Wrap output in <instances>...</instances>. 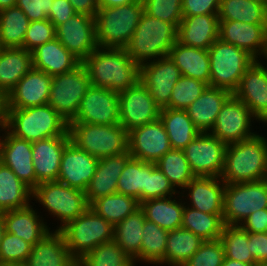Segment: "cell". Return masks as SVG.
I'll list each match as a JSON object with an SVG mask.
<instances>
[{"instance_id": "1", "label": "cell", "mask_w": 267, "mask_h": 266, "mask_svg": "<svg viewBox=\"0 0 267 266\" xmlns=\"http://www.w3.org/2000/svg\"><path fill=\"white\" fill-rule=\"evenodd\" d=\"M82 63L92 86L118 93L135 85L140 78V66L124 48L97 47Z\"/></svg>"}, {"instance_id": "2", "label": "cell", "mask_w": 267, "mask_h": 266, "mask_svg": "<svg viewBox=\"0 0 267 266\" xmlns=\"http://www.w3.org/2000/svg\"><path fill=\"white\" fill-rule=\"evenodd\" d=\"M226 184L267 179V139L255 136L226 146L220 177Z\"/></svg>"}, {"instance_id": "3", "label": "cell", "mask_w": 267, "mask_h": 266, "mask_svg": "<svg viewBox=\"0 0 267 266\" xmlns=\"http://www.w3.org/2000/svg\"><path fill=\"white\" fill-rule=\"evenodd\" d=\"M6 129L12 135L30 142L70 136L69 122L49 104L26 109L7 108Z\"/></svg>"}, {"instance_id": "4", "label": "cell", "mask_w": 267, "mask_h": 266, "mask_svg": "<svg viewBox=\"0 0 267 266\" xmlns=\"http://www.w3.org/2000/svg\"><path fill=\"white\" fill-rule=\"evenodd\" d=\"M177 42V29L171 24L143 12L131 39L124 47L139 66L168 56Z\"/></svg>"}, {"instance_id": "5", "label": "cell", "mask_w": 267, "mask_h": 266, "mask_svg": "<svg viewBox=\"0 0 267 266\" xmlns=\"http://www.w3.org/2000/svg\"><path fill=\"white\" fill-rule=\"evenodd\" d=\"M144 12L142 0L118 7L99 8L95 15L96 41L102 48H124Z\"/></svg>"}, {"instance_id": "6", "label": "cell", "mask_w": 267, "mask_h": 266, "mask_svg": "<svg viewBox=\"0 0 267 266\" xmlns=\"http://www.w3.org/2000/svg\"><path fill=\"white\" fill-rule=\"evenodd\" d=\"M71 141L101 159L128 152V131L121 125L69 123Z\"/></svg>"}, {"instance_id": "7", "label": "cell", "mask_w": 267, "mask_h": 266, "mask_svg": "<svg viewBox=\"0 0 267 266\" xmlns=\"http://www.w3.org/2000/svg\"><path fill=\"white\" fill-rule=\"evenodd\" d=\"M33 199L43 206L50 217L60 221L55 230H60L89 208L84 191L58 181L39 183L32 190Z\"/></svg>"}, {"instance_id": "8", "label": "cell", "mask_w": 267, "mask_h": 266, "mask_svg": "<svg viewBox=\"0 0 267 266\" xmlns=\"http://www.w3.org/2000/svg\"><path fill=\"white\" fill-rule=\"evenodd\" d=\"M208 52L211 70L209 86L226 89L233 94L256 59L246 50L220 39L211 45Z\"/></svg>"}, {"instance_id": "9", "label": "cell", "mask_w": 267, "mask_h": 266, "mask_svg": "<svg viewBox=\"0 0 267 266\" xmlns=\"http://www.w3.org/2000/svg\"><path fill=\"white\" fill-rule=\"evenodd\" d=\"M114 227L92 208L68 222L59 231L64 235L67 248L78 261L100 244L113 240Z\"/></svg>"}, {"instance_id": "10", "label": "cell", "mask_w": 267, "mask_h": 266, "mask_svg": "<svg viewBox=\"0 0 267 266\" xmlns=\"http://www.w3.org/2000/svg\"><path fill=\"white\" fill-rule=\"evenodd\" d=\"M267 208V179L226 184L224 225H240L251 213Z\"/></svg>"}, {"instance_id": "11", "label": "cell", "mask_w": 267, "mask_h": 266, "mask_svg": "<svg viewBox=\"0 0 267 266\" xmlns=\"http://www.w3.org/2000/svg\"><path fill=\"white\" fill-rule=\"evenodd\" d=\"M90 86L88 72L81 62L70 71L52 76L48 104L70 122Z\"/></svg>"}, {"instance_id": "12", "label": "cell", "mask_w": 267, "mask_h": 266, "mask_svg": "<svg viewBox=\"0 0 267 266\" xmlns=\"http://www.w3.org/2000/svg\"><path fill=\"white\" fill-rule=\"evenodd\" d=\"M254 120L259 122L247 105L232 94L222 106L209 133L226 145L240 142L257 134L252 130Z\"/></svg>"}, {"instance_id": "13", "label": "cell", "mask_w": 267, "mask_h": 266, "mask_svg": "<svg viewBox=\"0 0 267 266\" xmlns=\"http://www.w3.org/2000/svg\"><path fill=\"white\" fill-rule=\"evenodd\" d=\"M226 144L209 132H200L184 149L192 173L203 177H221Z\"/></svg>"}, {"instance_id": "14", "label": "cell", "mask_w": 267, "mask_h": 266, "mask_svg": "<svg viewBox=\"0 0 267 266\" xmlns=\"http://www.w3.org/2000/svg\"><path fill=\"white\" fill-rule=\"evenodd\" d=\"M69 123L119 124V93L91 85Z\"/></svg>"}, {"instance_id": "15", "label": "cell", "mask_w": 267, "mask_h": 266, "mask_svg": "<svg viewBox=\"0 0 267 266\" xmlns=\"http://www.w3.org/2000/svg\"><path fill=\"white\" fill-rule=\"evenodd\" d=\"M159 114L160 108L140 81L119 93V124L128 132L157 120Z\"/></svg>"}, {"instance_id": "16", "label": "cell", "mask_w": 267, "mask_h": 266, "mask_svg": "<svg viewBox=\"0 0 267 266\" xmlns=\"http://www.w3.org/2000/svg\"><path fill=\"white\" fill-rule=\"evenodd\" d=\"M181 76L180 69L168 55L141 65L139 81L163 109L169 105L174 85Z\"/></svg>"}, {"instance_id": "17", "label": "cell", "mask_w": 267, "mask_h": 266, "mask_svg": "<svg viewBox=\"0 0 267 266\" xmlns=\"http://www.w3.org/2000/svg\"><path fill=\"white\" fill-rule=\"evenodd\" d=\"M58 41L83 62L97 47L95 18L78 14L55 28Z\"/></svg>"}, {"instance_id": "18", "label": "cell", "mask_w": 267, "mask_h": 266, "mask_svg": "<svg viewBox=\"0 0 267 266\" xmlns=\"http://www.w3.org/2000/svg\"><path fill=\"white\" fill-rule=\"evenodd\" d=\"M171 149L168 134L159 118L128 132V151L132 158L156 163Z\"/></svg>"}, {"instance_id": "19", "label": "cell", "mask_w": 267, "mask_h": 266, "mask_svg": "<svg viewBox=\"0 0 267 266\" xmlns=\"http://www.w3.org/2000/svg\"><path fill=\"white\" fill-rule=\"evenodd\" d=\"M219 39L246 50L256 60L267 61V24L219 20Z\"/></svg>"}, {"instance_id": "20", "label": "cell", "mask_w": 267, "mask_h": 266, "mask_svg": "<svg viewBox=\"0 0 267 266\" xmlns=\"http://www.w3.org/2000/svg\"><path fill=\"white\" fill-rule=\"evenodd\" d=\"M263 60L264 59L256 60L246 70L233 95L247 105L258 121L262 122V124H266L267 64H265ZM261 61H263V63Z\"/></svg>"}, {"instance_id": "21", "label": "cell", "mask_w": 267, "mask_h": 266, "mask_svg": "<svg viewBox=\"0 0 267 266\" xmlns=\"http://www.w3.org/2000/svg\"><path fill=\"white\" fill-rule=\"evenodd\" d=\"M98 162V158L80 149L70 140L62 153L57 181L85 192Z\"/></svg>"}, {"instance_id": "22", "label": "cell", "mask_w": 267, "mask_h": 266, "mask_svg": "<svg viewBox=\"0 0 267 266\" xmlns=\"http://www.w3.org/2000/svg\"><path fill=\"white\" fill-rule=\"evenodd\" d=\"M0 159L31 190L36 187L32 142L18 138L5 129L0 143Z\"/></svg>"}, {"instance_id": "23", "label": "cell", "mask_w": 267, "mask_h": 266, "mask_svg": "<svg viewBox=\"0 0 267 266\" xmlns=\"http://www.w3.org/2000/svg\"><path fill=\"white\" fill-rule=\"evenodd\" d=\"M52 76L34 67L7 95V108L26 109L48 104Z\"/></svg>"}, {"instance_id": "24", "label": "cell", "mask_w": 267, "mask_h": 266, "mask_svg": "<svg viewBox=\"0 0 267 266\" xmlns=\"http://www.w3.org/2000/svg\"><path fill=\"white\" fill-rule=\"evenodd\" d=\"M225 187L226 183L220 177L196 176L180 194L189 200L184 203L191 208L208 214H223Z\"/></svg>"}, {"instance_id": "25", "label": "cell", "mask_w": 267, "mask_h": 266, "mask_svg": "<svg viewBox=\"0 0 267 266\" xmlns=\"http://www.w3.org/2000/svg\"><path fill=\"white\" fill-rule=\"evenodd\" d=\"M70 140V136H56L32 142L36 186L42 182L57 181L62 153Z\"/></svg>"}, {"instance_id": "26", "label": "cell", "mask_w": 267, "mask_h": 266, "mask_svg": "<svg viewBox=\"0 0 267 266\" xmlns=\"http://www.w3.org/2000/svg\"><path fill=\"white\" fill-rule=\"evenodd\" d=\"M219 39L218 14L183 17L177 28V41L208 50Z\"/></svg>"}, {"instance_id": "27", "label": "cell", "mask_w": 267, "mask_h": 266, "mask_svg": "<svg viewBox=\"0 0 267 266\" xmlns=\"http://www.w3.org/2000/svg\"><path fill=\"white\" fill-rule=\"evenodd\" d=\"M130 158L128 151L99 159L96 171L85 191L89 205L100 197L117 193L119 176Z\"/></svg>"}, {"instance_id": "28", "label": "cell", "mask_w": 267, "mask_h": 266, "mask_svg": "<svg viewBox=\"0 0 267 266\" xmlns=\"http://www.w3.org/2000/svg\"><path fill=\"white\" fill-rule=\"evenodd\" d=\"M38 214L31 204L22 209L4 211L5 231L34 246L51 230L43 215Z\"/></svg>"}, {"instance_id": "29", "label": "cell", "mask_w": 267, "mask_h": 266, "mask_svg": "<svg viewBox=\"0 0 267 266\" xmlns=\"http://www.w3.org/2000/svg\"><path fill=\"white\" fill-rule=\"evenodd\" d=\"M26 263L28 266H77L78 264L67 248L64 235L54 229L32 246Z\"/></svg>"}, {"instance_id": "30", "label": "cell", "mask_w": 267, "mask_h": 266, "mask_svg": "<svg viewBox=\"0 0 267 266\" xmlns=\"http://www.w3.org/2000/svg\"><path fill=\"white\" fill-rule=\"evenodd\" d=\"M232 93L226 89L207 86L186 112L200 132H210L217 115Z\"/></svg>"}, {"instance_id": "31", "label": "cell", "mask_w": 267, "mask_h": 266, "mask_svg": "<svg viewBox=\"0 0 267 266\" xmlns=\"http://www.w3.org/2000/svg\"><path fill=\"white\" fill-rule=\"evenodd\" d=\"M31 53L33 67L51 76L70 71L81 63L57 38L38 46Z\"/></svg>"}, {"instance_id": "32", "label": "cell", "mask_w": 267, "mask_h": 266, "mask_svg": "<svg viewBox=\"0 0 267 266\" xmlns=\"http://www.w3.org/2000/svg\"><path fill=\"white\" fill-rule=\"evenodd\" d=\"M170 58L180 69L181 75L210 83V60L208 50L186 46L178 41L170 49Z\"/></svg>"}, {"instance_id": "33", "label": "cell", "mask_w": 267, "mask_h": 266, "mask_svg": "<svg viewBox=\"0 0 267 266\" xmlns=\"http://www.w3.org/2000/svg\"><path fill=\"white\" fill-rule=\"evenodd\" d=\"M184 208V198L180 193L177 196L150 199L140 203L145 219L168 231L181 228Z\"/></svg>"}, {"instance_id": "34", "label": "cell", "mask_w": 267, "mask_h": 266, "mask_svg": "<svg viewBox=\"0 0 267 266\" xmlns=\"http://www.w3.org/2000/svg\"><path fill=\"white\" fill-rule=\"evenodd\" d=\"M32 68L31 51L24 48H0V89L8 95Z\"/></svg>"}, {"instance_id": "35", "label": "cell", "mask_w": 267, "mask_h": 266, "mask_svg": "<svg viewBox=\"0 0 267 266\" xmlns=\"http://www.w3.org/2000/svg\"><path fill=\"white\" fill-rule=\"evenodd\" d=\"M159 119L168 134L172 149L183 150L200 133L186 110L160 109Z\"/></svg>"}, {"instance_id": "36", "label": "cell", "mask_w": 267, "mask_h": 266, "mask_svg": "<svg viewBox=\"0 0 267 266\" xmlns=\"http://www.w3.org/2000/svg\"><path fill=\"white\" fill-rule=\"evenodd\" d=\"M31 200L32 190L0 162V212L25 208Z\"/></svg>"}, {"instance_id": "37", "label": "cell", "mask_w": 267, "mask_h": 266, "mask_svg": "<svg viewBox=\"0 0 267 266\" xmlns=\"http://www.w3.org/2000/svg\"><path fill=\"white\" fill-rule=\"evenodd\" d=\"M204 241L190 230L178 228L170 230L164 255V264L182 266L200 248Z\"/></svg>"}, {"instance_id": "38", "label": "cell", "mask_w": 267, "mask_h": 266, "mask_svg": "<svg viewBox=\"0 0 267 266\" xmlns=\"http://www.w3.org/2000/svg\"><path fill=\"white\" fill-rule=\"evenodd\" d=\"M144 212L139 208L114 226L113 240L133 260L140 254Z\"/></svg>"}, {"instance_id": "39", "label": "cell", "mask_w": 267, "mask_h": 266, "mask_svg": "<svg viewBox=\"0 0 267 266\" xmlns=\"http://www.w3.org/2000/svg\"><path fill=\"white\" fill-rule=\"evenodd\" d=\"M142 243L140 254L134 259L137 262L144 264L164 265V255L167 245L168 230L159 227L154 222L147 219L143 225Z\"/></svg>"}, {"instance_id": "40", "label": "cell", "mask_w": 267, "mask_h": 266, "mask_svg": "<svg viewBox=\"0 0 267 266\" xmlns=\"http://www.w3.org/2000/svg\"><path fill=\"white\" fill-rule=\"evenodd\" d=\"M219 20L267 24V5L254 0H221Z\"/></svg>"}, {"instance_id": "41", "label": "cell", "mask_w": 267, "mask_h": 266, "mask_svg": "<svg viewBox=\"0 0 267 266\" xmlns=\"http://www.w3.org/2000/svg\"><path fill=\"white\" fill-rule=\"evenodd\" d=\"M29 24L17 6L0 11V48H22Z\"/></svg>"}, {"instance_id": "42", "label": "cell", "mask_w": 267, "mask_h": 266, "mask_svg": "<svg viewBox=\"0 0 267 266\" xmlns=\"http://www.w3.org/2000/svg\"><path fill=\"white\" fill-rule=\"evenodd\" d=\"M181 227L203 241L217 240L224 227L223 214H208L185 205Z\"/></svg>"}, {"instance_id": "43", "label": "cell", "mask_w": 267, "mask_h": 266, "mask_svg": "<svg viewBox=\"0 0 267 266\" xmlns=\"http://www.w3.org/2000/svg\"><path fill=\"white\" fill-rule=\"evenodd\" d=\"M148 182V162L130 158L119 176L117 193L124 194L138 200L145 201V189Z\"/></svg>"}, {"instance_id": "44", "label": "cell", "mask_w": 267, "mask_h": 266, "mask_svg": "<svg viewBox=\"0 0 267 266\" xmlns=\"http://www.w3.org/2000/svg\"><path fill=\"white\" fill-rule=\"evenodd\" d=\"M89 207L114 227L139 209L140 203L133 197L115 193L94 200Z\"/></svg>"}, {"instance_id": "45", "label": "cell", "mask_w": 267, "mask_h": 266, "mask_svg": "<svg viewBox=\"0 0 267 266\" xmlns=\"http://www.w3.org/2000/svg\"><path fill=\"white\" fill-rule=\"evenodd\" d=\"M220 241L223 245L225 258L246 264H256L250 252V232L239 225H224Z\"/></svg>"}, {"instance_id": "46", "label": "cell", "mask_w": 267, "mask_h": 266, "mask_svg": "<svg viewBox=\"0 0 267 266\" xmlns=\"http://www.w3.org/2000/svg\"><path fill=\"white\" fill-rule=\"evenodd\" d=\"M155 164L177 191L178 189H184L195 177L183 150L171 149Z\"/></svg>"}, {"instance_id": "47", "label": "cell", "mask_w": 267, "mask_h": 266, "mask_svg": "<svg viewBox=\"0 0 267 266\" xmlns=\"http://www.w3.org/2000/svg\"><path fill=\"white\" fill-rule=\"evenodd\" d=\"M77 262V266H136L114 240L100 244Z\"/></svg>"}, {"instance_id": "48", "label": "cell", "mask_w": 267, "mask_h": 266, "mask_svg": "<svg viewBox=\"0 0 267 266\" xmlns=\"http://www.w3.org/2000/svg\"><path fill=\"white\" fill-rule=\"evenodd\" d=\"M208 85L200 80L181 76L172 90L169 105L166 108L185 110L206 89Z\"/></svg>"}, {"instance_id": "49", "label": "cell", "mask_w": 267, "mask_h": 266, "mask_svg": "<svg viewBox=\"0 0 267 266\" xmlns=\"http://www.w3.org/2000/svg\"><path fill=\"white\" fill-rule=\"evenodd\" d=\"M144 12L164 22L171 23L176 29L180 24L182 0H142Z\"/></svg>"}, {"instance_id": "50", "label": "cell", "mask_w": 267, "mask_h": 266, "mask_svg": "<svg viewBox=\"0 0 267 266\" xmlns=\"http://www.w3.org/2000/svg\"><path fill=\"white\" fill-rule=\"evenodd\" d=\"M31 251V244L5 231L0 244V265L26 262Z\"/></svg>"}, {"instance_id": "51", "label": "cell", "mask_w": 267, "mask_h": 266, "mask_svg": "<svg viewBox=\"0 0 267 266\" xmlns=\"http://www.w3.org/2000/svg\"><path fill=\"white\" fill-rule=\"evenodd\" d=\"M224 259L225 254L220 239L204 241L182 266H221Z\"/></svg>"}, {"instance_id": "52", "label": "cell", "mask_w": 267, "mask_h": 266, "mask_svg": "<svg viewBox=\"0 0 267 266\" xmlns=\"http://www.w3.org/2000/svg\"><path fill=\"white\" fill-rule=\"evenodd\" d=\"M169 179L156 166L155 163H148V182L145 189V201L156 198H164L179 194Z\"/></svg>"}, {"instance_id": "53", "label": "cell", "mask_w": 267, "mask_h": 266, "mask_svg": "<svg viewBox=\"0 0 267 266\" xmlns=\"http://www.w3.org/2000/svg\"><path fill=\"white\" fill-rule=\"evenodd\" d=\"M56 38L55 27L48 20L30 21L27 29L23 47L28 51H33L40 45Z\"/></svg>"}, {"instance_id": "54", "label": "cell", "mask_w": 267, "mask_h": 266, "mask_svg": "<svg viewBox=\"0 0 267 266\" xmlns=\"http://www.w3.org/2000/svg\"><path fill=\"white\" fill-rule=\"evenodd\" d=\"M54 0H16V6L20 8L30 21L48 19Z\"/></svg>"}, {"instance_id": "55", "label": "cell", "mask_w": 267, "mask_h": 266, "mask_svg": "<svg viewBox=\"0 0 267 266\" xmlns=\"http://www.w3.org/2000/svg\"><path fill=\"white\" fill-rule=\"evenodd\" d=\"M221 0H182L183 17L218 14Z\"/></svg>"}, {"instance_id": "56", "label": "cell", "mask_w": 267, "mask_h": 266, "mask_svg": "<svg viewBox=\"0 0 267 266\" xmlns=\"http://www.w3.org/2000/svg\"><path fill=\"white\" fill-rule=\"evenodd\" d=\"M75 14L76 12L69 0H54L48 20L56 28L58 25L64 23Z\"/></svg>"}, {"instance_id": "57", "label": "cell", "mask_w": 267, "mask_h": 266, "mask_svg": "<svg viewBox=\"0 0 267 266\" xmlns=\"http://www.w3.org/2000/svg\"><path fill=\"white\" fill-rule=\"evenodd\" d=\"M239 226L247 232H267V208L251 213Z\"/></svg>"}, {"instance_id": "58", "label": "cell", "mask_w": 267, "mask_h": 266, "mask_svg": "<svg viewBox=\"0 0 267 266\" xmlns=\"http://www.w3.org/2000/svg\"><path fill=\"white\" fill-rule=\"evenodd\" d=\"M250 252L256 263L267 262V232H250Z\"/></svg>"}, {"instance_id": "59", "label": "cell", "mask_w": 267, "mask_h": 266, "mask_svg": "<svg viewBox=\"0 0 267 266\" xmlns=\"http://www.w3.org/2000/svg\"><path fill=\"white\" fill-rule=\"evenodd\" d=\"M69 2L78 14L95 17L99 9L98 0H69Z\"/></svg>"}, {"instance_id": "60", "label": "cell", "mask_w": 267, "mask_h": 266, "mask_svg": "<svg viewBox=\"0 0 267 266\" xmlns=\"http://www.w3.org/2000/svg\"><path fill=\"white\" fill-rule=\"evenodd\" d=\"M137 0H98L99 8L118 7L128 5Z\"/></svg>"}, {"instance_id": "61", "label": "cell", "mask_w": 267, "mask_h": 266, "mask_svg": "<svg viewBox=\"0 0 267 266\" xmlns=\"http://www.w3.org/2000/svg\"><path fill=\"white\" fill-rule=\"evenodd\" d=\"M0 117H7V95L0 89Z\"/></svg>"}, {"instance_id": "62", "label": "cell", "mask_w": 267, "mask_h": 266, "mask_svg": "<svg viewBox=\"0 0 267 266\" xmlns=\"http://www.w3.org/2000/svg\"><path fill=\"white\" fill-rule=\"evenodd\" d=\"M221 266H255V265L246 264L236 260L225 258Z\"/></svg>"}, {"instance_id": "63", "label": "cell", "mask_w": 267, "mask_h": 266, "mask_svg": "<svg viewBox=\"0 0 267 266\" xmlns=\"http://www.w3.org/2000/svg\"><path fill=\"white\" fill-rule=\"evenodd\" d=\"M16 6V0H0V11Z\"/></svg>"}, {"instance_id": "64", "label": "cell", "mask_w": 267, "mask_h": 266, "mask_svg": "<svg viewBox=\"0 0 267 266\" xmlns=\"http://www.w3.org/2000/svg\"><path fill=\"white\" fill-rule=\"evenodd\" d=\"M4 232H5V221L3 217V212H0V244H1Z\"/></svg>"}, {"instance_id": "65", "label": "cell", "mask_w": 267, "mask_h": 266, "mask_svg": "<svg viewBox=\"0 0 267 266\" xmlns=\"http://www.w3.org/2000/svg\"><path fill=\"white\" fill-rule=\"evenodd\" d=\"M6 119L7 117H0V133L4 132L6 129ZM2 140V136L0 134V142Z\"/></svg>"}, {"instance_id": "66", "label": "cell", "mask_w": 267, "mask_h": 266, "mask_svg": "<svg viewBox=\"0 0 267 266\" xmlns=\"http://www.w3.org/2000/svg\"><path fill=\"white\" fill-rule=\"evenodd\" d=\"M0 266H28V264L26 262H22V263L3 264Z\"/></svg>"}, {"instance_id": "67", "label": "cell", "mask_w": 267, "mask_h": 266, "mask_svg": "<svg viewBox=\"0 0 267 266\" xmlns=\"http://www.w3.org/2000/svg\"><path fill=\"white\" fill-rule=\"evenodd\" d=\"M255 266H267V262L256 263Z\"/></svg>"}, {"instance_id": "68", "label": "cell", "mask_w": 267, "mask_h": 266, "mask_svg": "<svg viewBox=\"0 0 267 266\" xmlns=\"http://www.w3.org/2000/svg\"><path fill=\"white\" fill-rule=\"evenodd\" d=\"M254 1L267 5V0H254Z\"/></svg>"}]
</instances>
